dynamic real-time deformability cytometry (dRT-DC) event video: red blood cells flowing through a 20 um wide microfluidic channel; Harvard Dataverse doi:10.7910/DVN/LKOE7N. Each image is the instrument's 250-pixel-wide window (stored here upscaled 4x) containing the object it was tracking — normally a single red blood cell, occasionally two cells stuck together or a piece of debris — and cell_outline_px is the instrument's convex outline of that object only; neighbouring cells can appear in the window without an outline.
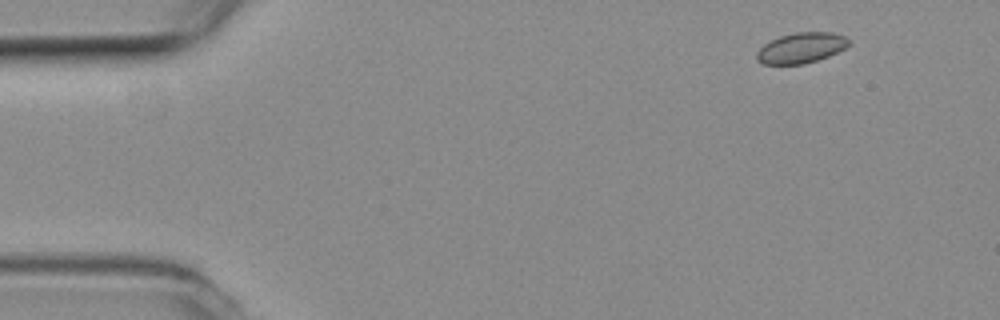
{"species": "common noctule bat (a hibernating species)", "species_latin": "Nyctalus noctula", "temperature_condition": "room temperature", "stored_images_in_passage": 5, "segment_of_instrument_passage": [1, 2], "camera_frame_rate_fps": 3000, "um_per_image_px": 0.085, "animal": {"sex": "female", "body_mass_g": 19.3, "forearm_length_mm": 54.1}, "frame": {"image": 1, "passage_image": 1, "time_ms": 0.0, "image_size_px": [1000, 320], "cell_outline_px": [[852, 44], [828, 56], [804, 64], [764, 64], [756, 60], [756, 52], [764, 44], [780, 36], [796, 32], [832, 32], [844, 36], [852, 40]], "centroid_in_image_um": [68.12, 4.06], "position_along_channel_um": 16.9, "area_um2": 16.36}}
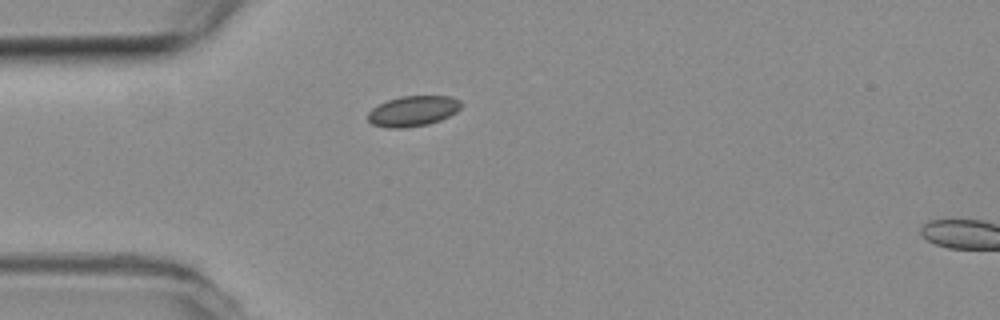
{"frame": {"image": 2, "passage_image": 4, "time_ms": 1.0, "image_size_px": [1000, 320], "cell_outline_px": [[464, 104], [456, 112], [440, 120], [428, 124], [404, 128], [388, 128], [372, 124], [368, 120], [368, 112], [372, 108], [388, 100], [400, 96], [452, 96], [460, 100]], "centroid_in_image_um": [35.12, 9.43], "position_along_channel_um": 49.9, "area_um2": 16.59}}